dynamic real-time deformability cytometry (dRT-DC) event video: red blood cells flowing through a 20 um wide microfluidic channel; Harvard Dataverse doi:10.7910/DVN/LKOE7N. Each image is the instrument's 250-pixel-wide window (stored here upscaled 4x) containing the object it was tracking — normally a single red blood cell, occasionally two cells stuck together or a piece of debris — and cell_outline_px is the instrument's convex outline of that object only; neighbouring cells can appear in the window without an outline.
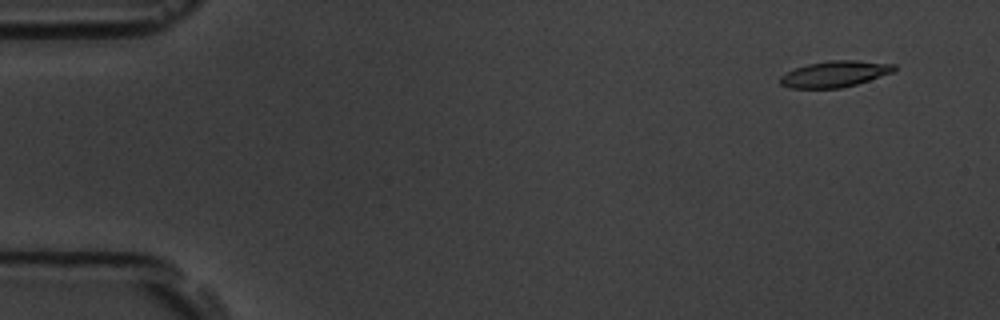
{"species": "common noctule bat (a hibernating species)", "species_latin": "Nyctalus noctula", "temperature_condition": "room temperature", "stored_images_in_passage": 6, "camera_frame_rate_fps": 3000, "um_per_image_px": 0.085, "animal": {"sex": "male", "body_mass_g": 19.5, "forearm_length_mm": 54.6}, "frame": {"image": 1, "passage_image": 1, "time_ms": 0.0, "image_size_px": [1000, 320], "cell_outline_px": [[896, 72], [856, 84], [840, 88], [788, 88], [780, 84], [780, 76], [796, 68], [808, 64], [828, 60], [856, 60], [896, 64]], "centroid_in_image_um": [71.0, 6.28], "position_along_channel_um": 14.0, "area_um2": 17.46}}
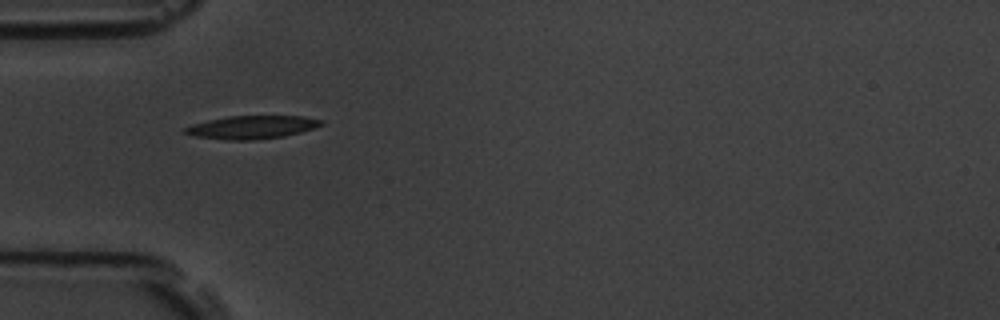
{"frame": {"image": 2, "passage_image": 5, "time_ms": 4.667, "image_size_px": [1000, 320], "cell_outline_px": [[324, 124], [316, 128], [284, 136], [252, 140], [228, 140], [196, 136], [180, 132], [180, 128], [192, 124], [208, 120], [228, 116], [304, 116], [324, 120]], "centroid_in_image_um": [21.39, 10.81], "position_along_channel_um": 63.6, "area_um2": 18.55}}
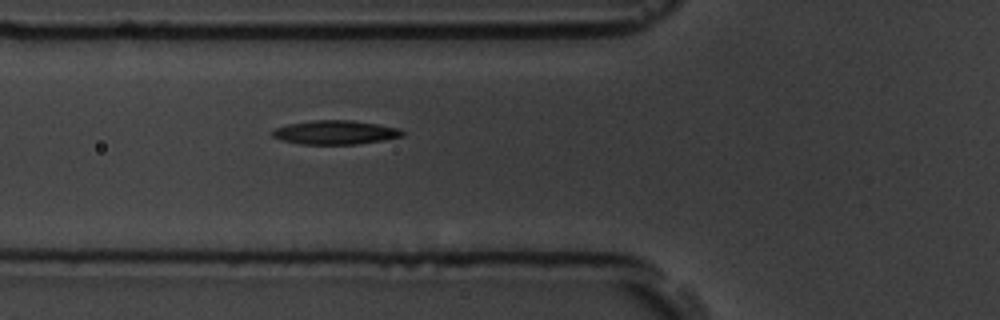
{"frame": {"image": 3, "passage_image": 6, "time_ms": 5.667, "image_size_px": [1000, 320], "cell_outline_px": [[404, 136], [384, 140], [356, 144], [300, 144], [280, 140], [272, 136], [272, 132], [276, 128], [288, 124], [312, 120], [352, 120], [400, 128], [404, 132]], "centroid_in_image_um": [28.51, 11.25], "position_along_channel_um": 97.3, "area_um2": 18.15}}